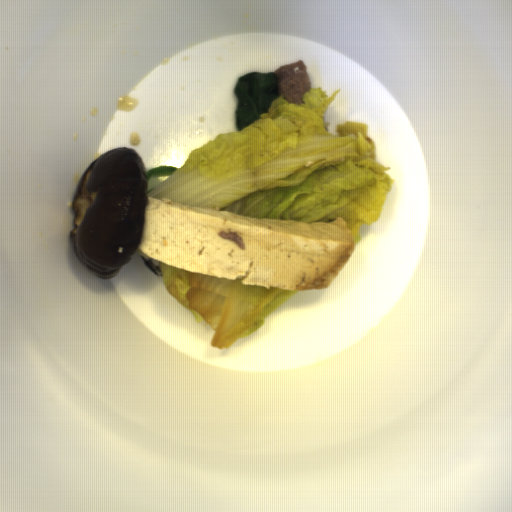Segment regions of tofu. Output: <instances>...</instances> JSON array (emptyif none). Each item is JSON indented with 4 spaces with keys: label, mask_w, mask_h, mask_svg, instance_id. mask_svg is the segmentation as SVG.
<instances>
[{
    "label": "tofu",
    "mask_w": 512,
    "mask_h": 512,
    "mask_svg": "<svg viewBox=\"0 0 512 512\" xmlns=\"http://www.w3.org/2000/svg\"><path fill=\"white\" fill-rule=\"evenodd\" d=\"M138 249L156 261L243 286L327 289L355 250L343 218L258 219L147 196Z\"/></svg>",
    "instance_id": "obj_1"
}]
</instances>
